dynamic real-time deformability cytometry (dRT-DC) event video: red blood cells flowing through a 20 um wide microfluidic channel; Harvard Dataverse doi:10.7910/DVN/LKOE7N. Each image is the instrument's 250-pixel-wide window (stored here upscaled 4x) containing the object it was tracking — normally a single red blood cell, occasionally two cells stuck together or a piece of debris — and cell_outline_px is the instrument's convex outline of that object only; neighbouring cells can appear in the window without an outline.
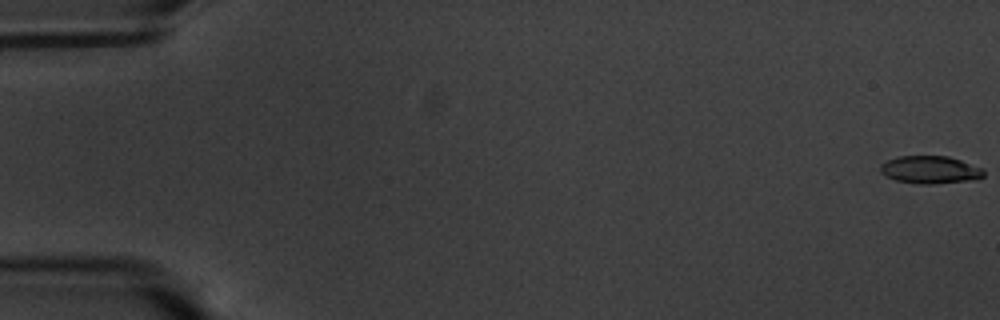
{"species": "common noctule bat (a hibernating species)", "species_latin": "Nyctalus noctula", "temperature_condition": "warm", "stored_images_in_passage": 59, "camera_frame_rate_fps": 3000, "um_per_image_px": 0.085, "animal": {"sex": "male", "body_mass_g": 20.1, "forearm_length_mm": 53.5}, "frame": {"image": 1, "passage_image": 1, "time_ms": 0.0, "image_size_px": [1000, 320], "cell_outline_px": [[984, 176], [976, 180], [936, 184], [920, 184], [896, 180], [880, 172], [880, 164], [888, 160], [900, 156], [948, 156], [984, 168]], "centroid_in_image_um": [79.11, 14.44], "position_along_channel_um": 5.9, "area_um2": 16.76}}
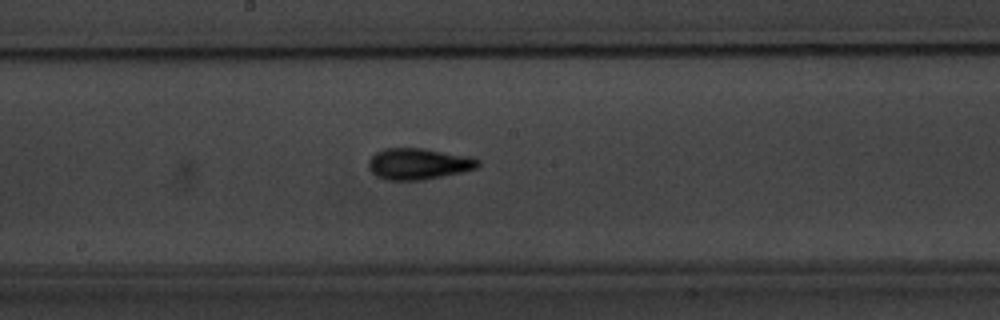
{"frame": {"image": 2, "passage_image": 32, "time_ms": 10.333, "image_size_px": [1000, 320], "cell_outline_px": [[480, 164], [476, 168], [460, 172], [424, 180], [384, 180], [376, 176], [368, 168], [368, 160], [376, 152], [384, 148], [424, 148], [468, 156], [480, 160]], "centroid_in_image_um": [35.53, 13.92], "position_along_channel_um": 212.7, "area_um2": 20.0}}
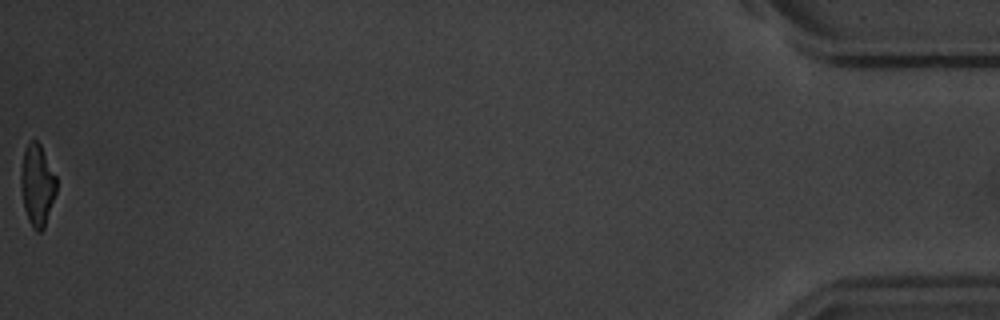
{"frame": {"image": 3, "passage_image": 59, "time_ms": 19.333, "image_size_px": [1000, 320], "cell_outline_px": [[56, 192], [44, 228], [40, 232], [36, 232], [32, 228], [28, 220], [24, 208], [20, 188], [20, 176], [24, 148], [32, 140], [36, 140], [40, 144], [56, 176]], "centroid_in_image_um": [3.15, 15.75], "position_along_channel_um": 432.1, "area_um2": 16.94}, "authors_computed_cell_mechanics": {"area_um2": 18.0914, "velocity_mm_per_s": 3.5145, "shape_relaxation_time_tau1_ms": 5.0961, "shape_relaxation_time_tau2_ms": 1.6836, "deformation_change_tau1": 0.1916, "deformation_change_tau2": 0.0871}}